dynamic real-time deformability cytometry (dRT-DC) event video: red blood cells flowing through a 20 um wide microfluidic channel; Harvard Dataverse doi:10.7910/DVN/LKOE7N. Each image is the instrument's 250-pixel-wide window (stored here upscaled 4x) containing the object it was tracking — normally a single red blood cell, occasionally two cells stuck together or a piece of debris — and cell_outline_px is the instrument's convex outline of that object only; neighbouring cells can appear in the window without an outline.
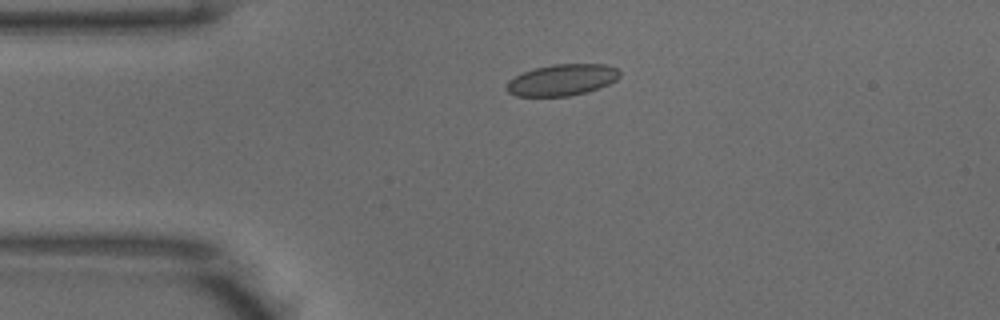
{"species": "common noctule bat (a hibernating species)", "species_latin": "Nyctalus noctula", "temperature_condition": "warm", "stored_images_in_passage": 6, "camera_frame_rate_fps": 3000, "um_per_image_px": 0.085, "animal": {"sex": "male", "body_mass_g": 18.8}, "frame": {"image": 1, "passage_image": 1, "time_ms": 0.0, "image_size_px": [1000, 320], "cell_outline_px": [[620, 76], [616, 80], [600, 88], [588, 92], [568, 96], [516, 96], [508, 92], [504, 88], [508, 80], [524, 72], [536, 68], [552, 64], [608, 64], [616, 68], [620, 72]], "centroid_in_image_um": [47.78, 6.8], "position_along_channel_um": 37.2, "area_um2": 20.81}}
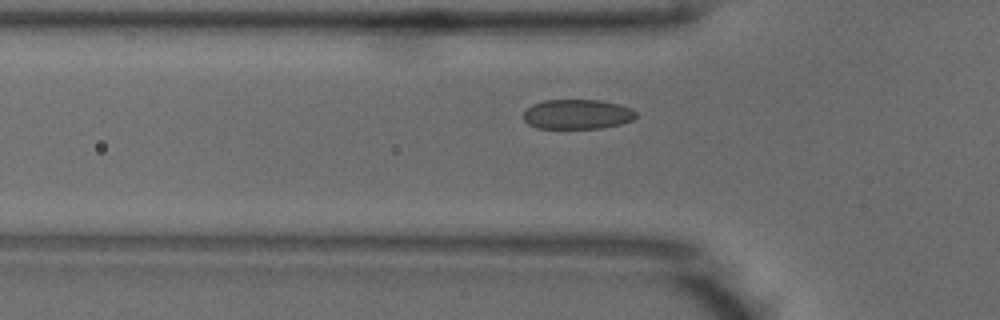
{"frame": {"image": 2, "passage_image": 6, "time_ms": 1.667, "image_size_px": [1000, 320], "cell_outline_px": [[636, 116], [632, 120], [620, 124], [600, 128], [536, 128], [528, 124], [524, 120], [524, 108], [532, 104], [544, 100], [600, 100], [620, 104], [632, 108], [636, 112]], "centroid_in_image_um": [49.05, 9.7], "position_along_channel_um": 76.8, "area_um2": 19.65}}